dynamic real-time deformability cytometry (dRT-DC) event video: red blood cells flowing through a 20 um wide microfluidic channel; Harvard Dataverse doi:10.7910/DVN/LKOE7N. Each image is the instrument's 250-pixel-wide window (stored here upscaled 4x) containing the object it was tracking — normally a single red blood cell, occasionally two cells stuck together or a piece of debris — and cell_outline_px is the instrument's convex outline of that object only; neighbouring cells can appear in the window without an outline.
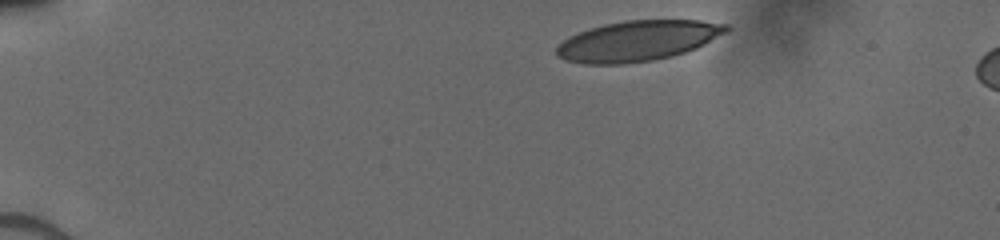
{"species": "human", "species_latin": "Homo sapiens", "temperature_condition": "cold", "stored_images_in_passage": 6, "camera_frame_rate_fps": 3000, "um_per_image_px": 0.085, "donor": {"sex": "male"}, "frame": {"image": 1, "passage_image": 1, "time_ms": 0.0, "image_size_px": [1000, 240], "cell_outline_px": [[732, 28], [728, 32], [696, 48], [672, 56], [652, 60], [624, 64], [580, 64], [564, 60], [556, 56], [556, 48], [568, 36], [588, 28], [604, 24], [624, 20], [700, 20], [728, 24]], "centroid_in_image_um": [54.2, 3.47], "position_along_channel_um": 30.8, "area_um2": 40.29}}
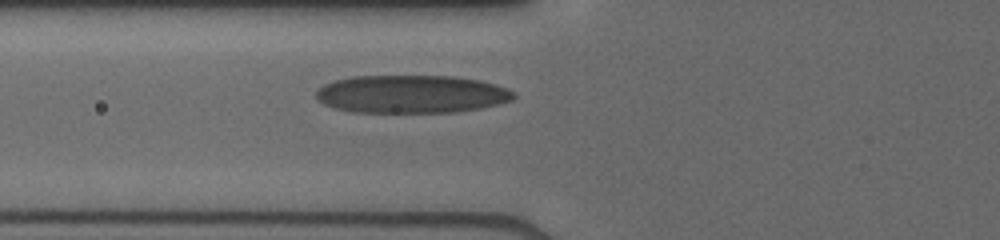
{"frame": {"image": 2, "passage_image": 6, "time_ms": 3.667, "image_size_px": [1000, 240], "cell_outline_px": [[516, 96], [512, 100], [496, 104], [476, 108], [452, 112], [356, 112], [336, 108], [324, 104], [316, 100], [316, 92], [324, 84], [336, 80], [352, 76], [456, 76], [480, 80], [496, 84], [508, 88], [516, 92]], "centroid_in_image_um": [34.98, 7.99], "position_along_channel_um": 90.8, "area_um2": 43.7}}